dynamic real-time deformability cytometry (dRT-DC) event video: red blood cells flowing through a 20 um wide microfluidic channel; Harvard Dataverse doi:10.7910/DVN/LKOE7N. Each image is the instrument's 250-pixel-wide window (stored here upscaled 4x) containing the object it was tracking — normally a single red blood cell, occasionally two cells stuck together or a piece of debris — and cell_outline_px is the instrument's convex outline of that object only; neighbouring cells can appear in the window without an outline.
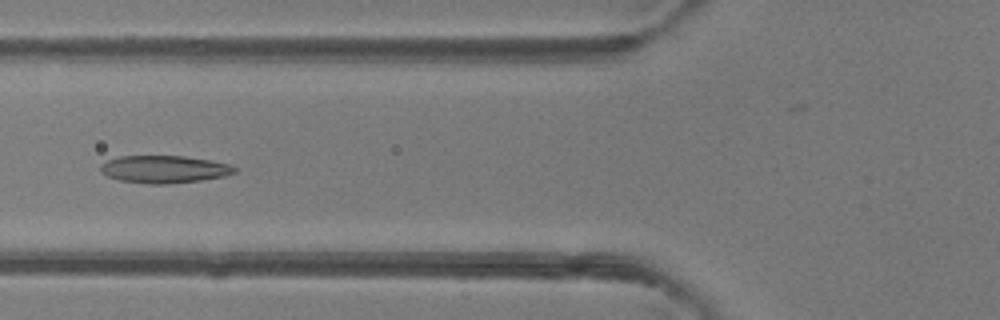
{"species": "common noctule bat (a hibernating species)", "species_latin": "Nyctalus noctula", "temperature_condition": "room temperature", "stored_images_in_passage": 38, "camera_frame_rate_fps": 3000, "um_per_image_px": 0.085, "animal": {"sex": "female"}, "frame": {"image": 1, "passage_image": 8, "time_ms": 2.333, "image_size_px": [1000, 320], "cell_outline_px": [[236, 172], [224, 176], [200, 180], [168, 184], [148, 184], [120, 180], [108, 176], [100, 172], [100, 164], [108, 160], [120, 156], [184, 156], [212, 160], [228, 164], [236, 168]], "centroid_in_image_um": [13.94, 14.38], "position_along_channel_um": 111.9, "area_um2": 21.44}}
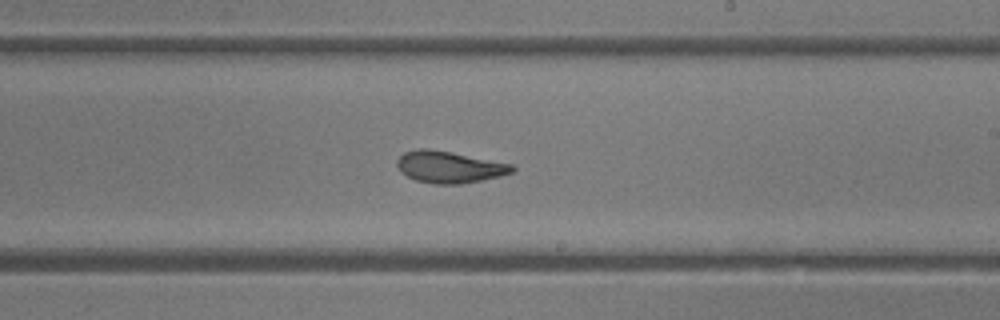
{"frame": {"image": 2, "passage_image": 18, "time_ms": 5.667, "image_size_px": [1000, 320], "cell_outline_px": [[516, 168], [512, 172], [500, 176], [460, 184], [436, 184], [416, 180], [400, 172], [396, 164], [396, 160], [404, 152], [420, 148], [428, 148], [512, 164]], "centroid_in_image_um": [38.16, 14.19], "position_along_channel_um": 250.8, "area_um2": 21.04}}
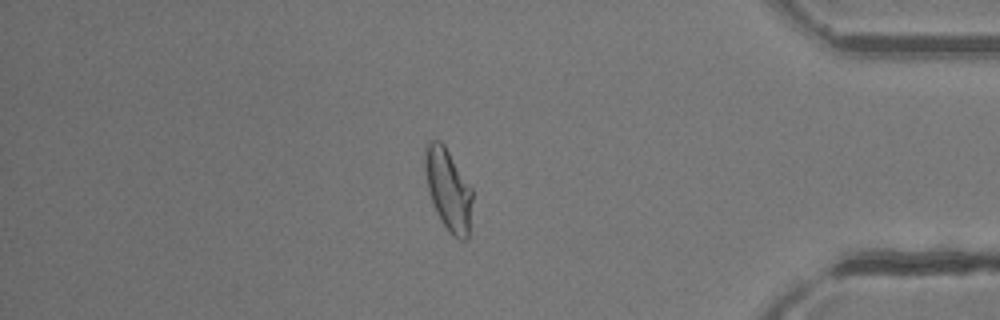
{"frame": {"image": 3, "passage_image": 31, "time_ms": 10.0, "image_size_px": [1000, 320], "cell_outline_px": [[472, 200], [468, 236], [464, 240], [460, 240], [452, 236], [448, 232], [440, 220], [436, 212], [428, 192], [424, 164], [424, 148], [428, 140], [440, 140], [444, 144], [472, 188]], "centroid_in_image_um": [38.08, 16.1], "position_along_channel_um": 397.1, "area_um2": 22.77}, "authors_computed_cell_mechanics": {"area_um2": 21.9351, "velocity_mm_per_s": 4.1622, "shape_relaxation_time_tau1_ms": 7.2187, "shape_relaxation_time_tau2_ms": 1.6893, "deformation_change_tau1": 0.2051, "deformation_change_tau2": 0.0911}}